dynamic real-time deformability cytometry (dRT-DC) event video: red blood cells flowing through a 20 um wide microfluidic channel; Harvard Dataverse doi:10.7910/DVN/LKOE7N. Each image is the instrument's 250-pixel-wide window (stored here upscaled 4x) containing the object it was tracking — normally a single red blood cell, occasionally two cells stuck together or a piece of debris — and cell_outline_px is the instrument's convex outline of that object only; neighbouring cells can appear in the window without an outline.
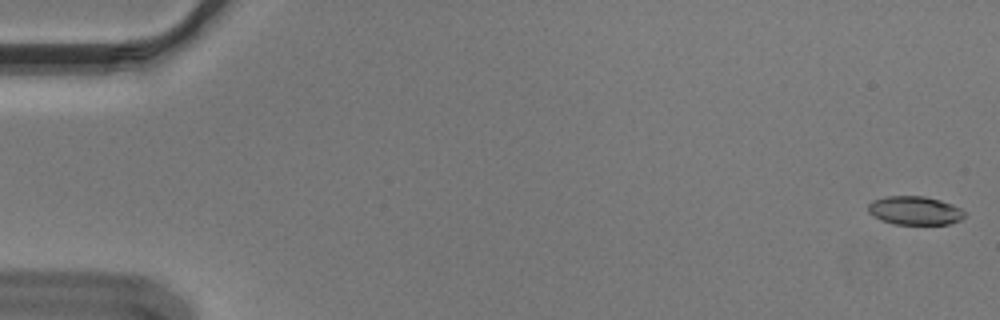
{"species": "Egyptian fruit bat (a non-hibernating species)", "species_latin": "Rousettus aegyptiacus", "temperature_condition": "cold", "stored_images_in_passage": 55, "camera_frame_rate_fps": 3000, "um_per_image_px": 0.085, "animal": {"sex": "male"}, "frame": {"image": 1, "passage_image": 1, "time_ms": 0.0, "image_size_px": [1000, 320], "cell_outline_px": [[964, 216], [960, 220], [948, 224], [892, 224], [880, 220], [872, 216], [868, 212], [868, 204], [872, 200], [884, 196], [924, 196], [940, 200], [952, 204], [960, 208], [964, 212]], "centroid_in_image_um": [77.71, 17.89], "position_along_channel_um": 7.3, "area_um2": 16.18}}
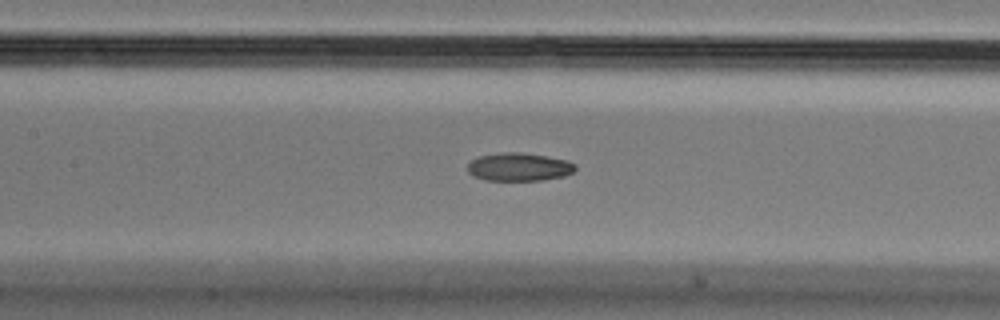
{"frame": {"image": 2, "passage_image": 26, "time_ms": 8.333, "image_size_px": [1000, 320], "cell_outline_px": [[576, 168], [572, 172], [564, 176], [544, 180], [484, 180], [472, 176], [468, 172], [468, 164], [476, 156], [504, 152], [520, 152], [568, 160], [576, 164]], "centroid_in_image_um": [44.1, 14.19], "position_along_channel_um": 163.3, "area_um2": 17.74}}
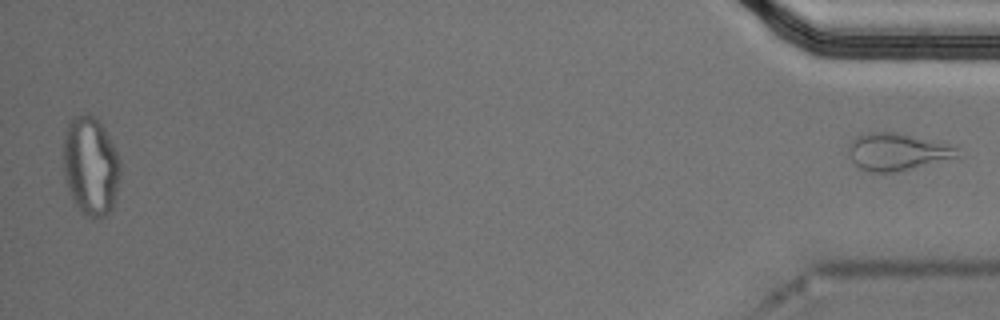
{"frame": {"image": 3, "passage_image": 55, "time_ms": 18.0, "image_size_px": [1000, 320], "cell_outline_px": [[960, 160], [896, 172], [868, 172], [860, 168], [844, 152], [848, 144], [856, 136], [864, 132], [896, 132], [948, 144], [956, 148]], "centroid_in_image_um": [76.28, 12.93], "position_along_channel_um": 358.9, "area_um2": 24.51}}